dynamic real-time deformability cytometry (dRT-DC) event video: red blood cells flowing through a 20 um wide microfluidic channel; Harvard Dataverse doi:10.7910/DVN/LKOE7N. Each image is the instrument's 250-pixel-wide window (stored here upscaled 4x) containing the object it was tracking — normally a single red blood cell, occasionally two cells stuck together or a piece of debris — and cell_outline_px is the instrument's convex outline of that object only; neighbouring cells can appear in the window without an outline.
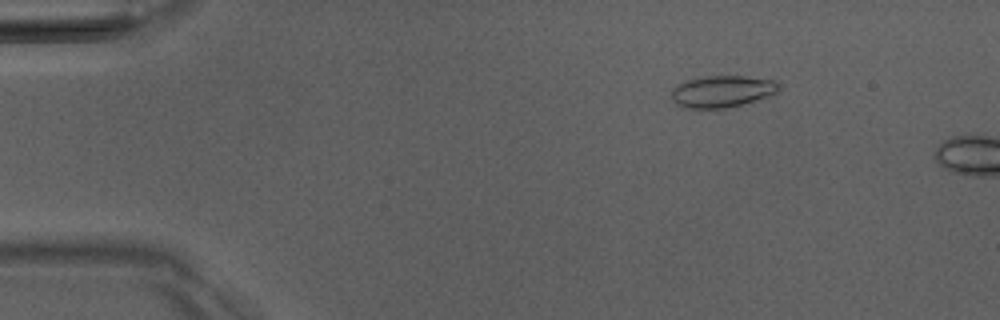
{"species": "Egyptian fruit bat (a non-hibernating species)", "species_latin": "Rousettus aegyptiacus", "temperature_condition": "room temperature", "stored_images_in_passage": 4, "camera_frame_rate_fps": 3000, "um_per_image_px": 0.085, "animal": {"sex": "male"}, "frame": {"image": 1, "passage_image": 3, "time_ms": 2.333, "image_size_px": [1000, 320], "cell_outline_px": [[780, 88], [776, 92], [768, 96], [740, 104], [724, 108], [684, 108], [676, 104], [672, 100], [672, 88], [676, 84], [684, 80], [708, 76], [744, 76], [776, 80], [780, 84]], "centroid_in_image_um": [61.35, 7.75], "position_along_channel_um": 23.7, "area_um2": 19.88}}